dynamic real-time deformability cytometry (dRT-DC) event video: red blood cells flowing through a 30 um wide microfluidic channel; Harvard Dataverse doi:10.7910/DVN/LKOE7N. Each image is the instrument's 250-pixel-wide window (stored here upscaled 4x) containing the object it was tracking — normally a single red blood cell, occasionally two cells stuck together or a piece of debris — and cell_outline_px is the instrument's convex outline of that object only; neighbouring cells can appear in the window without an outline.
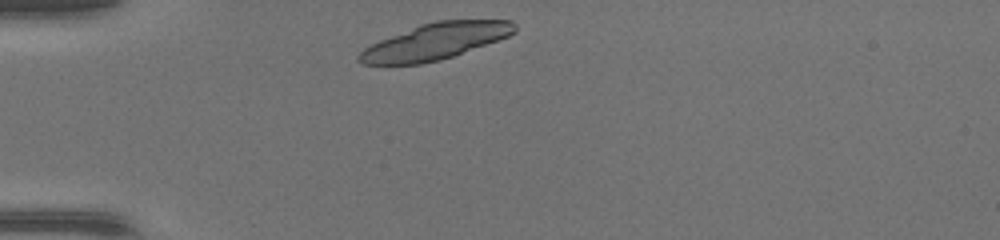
{"species": "common noctule bat (a hibernating species)", "species_latin": "Nyctalus noctula", "temperature_condition": "warm", "stored_images_in_passage": 34, "camera_frame_rate_fps": 3000, "um_per_image_px": 0.085, "animal": {"sex": "female", "body_mass_g": 17.0, "forearm_length_mm": 48.0}, "frame": {"image": 1, "passage_image": 1, "time_ms": 0.0, "image_size_px": [1000, 240], "cell_outline_px": [[516, 32], [508, 36], [452, 56], [440, 60], [420, 64], [364, 64], [356, 60], [356, 56], [364, 48], [380, 40], [420, 24], [436, 20], [512, 20], [516, 24]], "centroid_in_image_um": [36.99, 3.51], "position_along_channel_um": 48.0, "area_um2": 32.54}}